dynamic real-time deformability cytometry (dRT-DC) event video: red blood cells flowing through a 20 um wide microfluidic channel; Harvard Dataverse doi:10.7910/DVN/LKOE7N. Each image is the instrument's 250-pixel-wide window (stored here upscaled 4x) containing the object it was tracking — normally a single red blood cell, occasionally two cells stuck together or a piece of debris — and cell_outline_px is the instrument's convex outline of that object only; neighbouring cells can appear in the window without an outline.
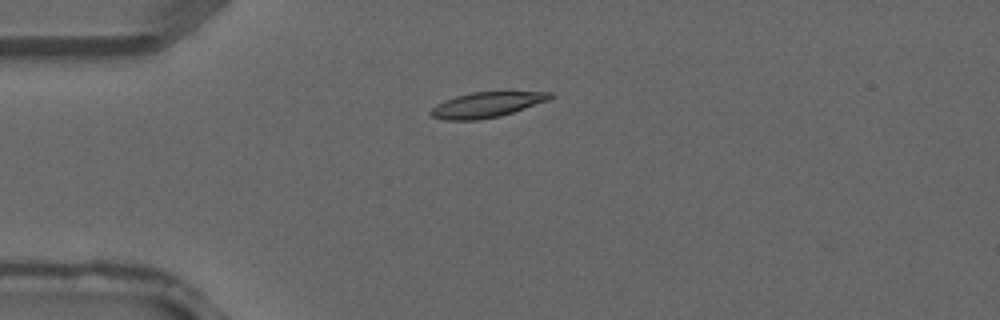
{"species": "common noctule bat (a hibernating species)", "species_latin": "Nyctalus noctula", "temperature_condition": "warm", "stored_images_in_passage": 3, "camera_frame_rate_fps": 3000, "um_per_image_px": 0.085, "animal": {"sex": "male", "forearm_length_mm": 52.5}, "frame": {"image": 1, "passage_image": 2, "time_ms": 0.333, "image_size_px": [1000, 320], "cell_outline_px": [[556, 96], [548, 100], [500, 116], [476, 120], [444, 120], [432, 116], [428, 112], [436, 104], [444, 100], [456, 96], [472, 92], [552, 92]], "centroid_in_image_um": [41.33, 8.9], "position_along_channel_um": 43.7, "area_um2": 17.46}}